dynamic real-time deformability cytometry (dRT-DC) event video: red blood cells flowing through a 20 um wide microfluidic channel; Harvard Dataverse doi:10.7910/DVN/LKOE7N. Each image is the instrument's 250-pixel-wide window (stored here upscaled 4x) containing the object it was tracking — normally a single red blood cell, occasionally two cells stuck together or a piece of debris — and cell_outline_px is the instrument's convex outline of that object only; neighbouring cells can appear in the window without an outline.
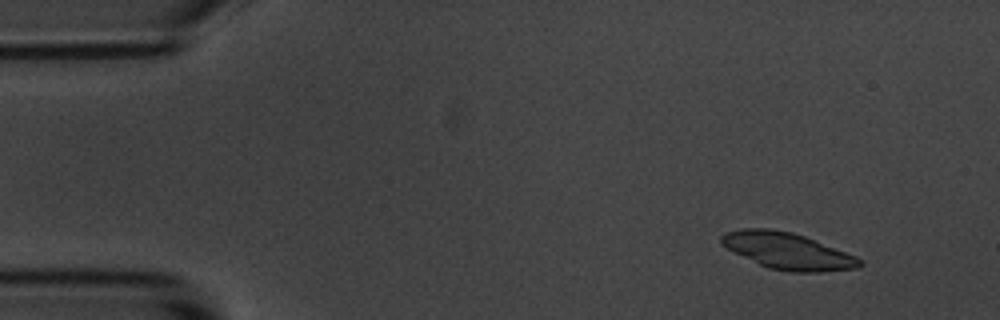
{"species": "common noctule bat (a hibernating species)", "species_latin": "Nyctalus noctula", "temperature_condition": "room temperature", "stored_images_in_passage": 24, "camera_frame_rate_fps": 3000, "um_per_image_px": 0.085, "animal": {"sex": "male", "body_mass_g": 20.1, "forearm_length_mm": 53.5}, "frame": {"image": 1, "passage_image": 1, "time_ms": 0.0, "image_size_px": [1000, 320], "cell_outline_px": [[864, 264], [856, 268], [816, 272], [788, 272], [768, 268], [720, 244], [720, 236], [724, 232], [744, 228], [768, 228], [792, 232], [804, 236], [856, 256], [864, 260]], "centroid_in_image_um": [66.95, 21.33], "position_along_channel_um": 18.0, "area_um2": 29.19}}